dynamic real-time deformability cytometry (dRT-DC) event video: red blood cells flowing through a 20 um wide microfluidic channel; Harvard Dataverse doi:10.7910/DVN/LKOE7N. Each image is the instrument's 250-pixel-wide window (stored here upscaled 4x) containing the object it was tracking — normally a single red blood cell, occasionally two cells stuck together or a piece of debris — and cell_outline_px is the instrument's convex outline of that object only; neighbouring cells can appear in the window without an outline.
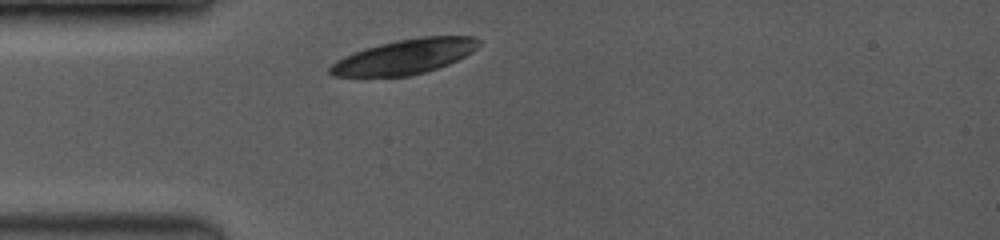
{"species": "common noctule bat (a hibernating species)", "species_latin": "Nyctalus noctula", "temperature_condition": "room temperature", "stored_images_in_passage": 1, "camera_frame_rate_fps": 3500, "um_per_image_px": 0.085, "animal": {"sex": "female", "body_mass_g": 19.0, "forearm_length_mm": 53.3}, "frame": {"image": 1, "passage_image": 1, "time_ms": 0.0, "image_size_px": [1000, 240], "cell_outline_px": [[480, 44], [472, 52], [448, 64], [424, 72], [408, 76], [332, 76], [328, 72], [328, 68], [336, 60], [344, 56], [364, 48], [396, 40], [420, 36], [472, 36], [480, 40]], "centroid_in_image_um": [34.38, 4.81], "position_along_channel_um": 50.6, "area_um2": 30.0}}